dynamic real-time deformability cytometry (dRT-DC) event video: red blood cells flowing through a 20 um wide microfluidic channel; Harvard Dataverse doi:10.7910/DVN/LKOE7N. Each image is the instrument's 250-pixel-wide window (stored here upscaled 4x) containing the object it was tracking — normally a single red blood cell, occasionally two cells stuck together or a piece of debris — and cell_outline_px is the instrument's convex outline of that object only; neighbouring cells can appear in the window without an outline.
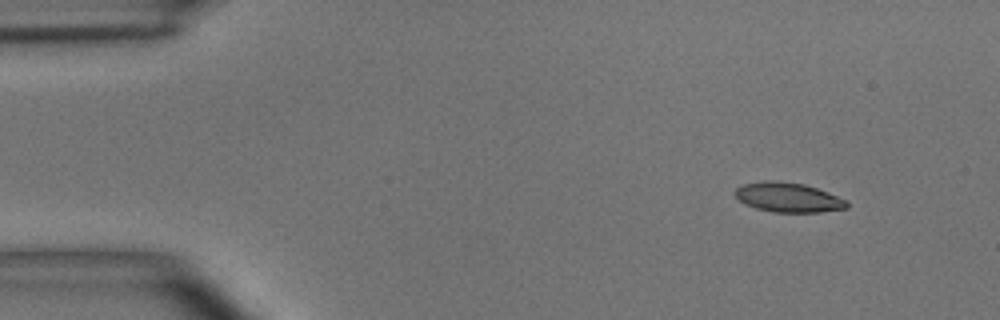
{"species": "common noctule bat (a hibernating species)", "species_latin": "Nyctalus noctula", "temperature_condition": "room temperature", "stored_images_in_passage": 7, "camera_frame_rate_fps": 3000, "um_per_image_px": 0.085, "animal": {"sex": "male", "body_mass_g": 15.6}, "frame": {"image": 1, "passage_image": 1, "time_ms": 0.0, "image_size_px": [1000, 320], "cell_outline_px": [[848, 208], [820, 212], [772, 212], [756, 208], [744, 204], [732, 192], [736, 188], [744, 184], [764, 180], [776, 180], [804, 184], [828, 192], [848, 200]], "centroid_in_image_um": [66.99, 16.77], "position_along_channel_um": 18.0, "area_um2": 19.42}}
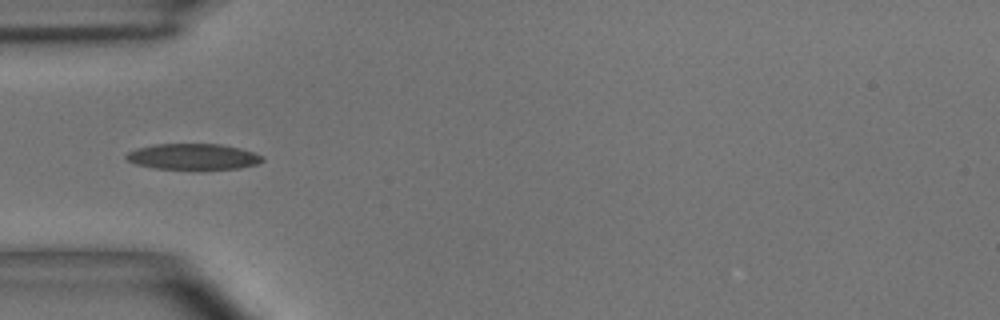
{"frame": {"image": 2, "passage_image": 4, "time_ms": 3.667, "image_size_px": [1000, 320], "cell_outline_px": [[264, 160], [256, 164], [240, 168], [152, 168], [136, 164], [128, 160], [124, 156], [128, 152], [136, 148], [156, 144], [220, 144], [240, 148], [264, 156]], "centroid_in_image_um": [16.4, 13.3], "position_along_channel_um": 68.6, "area_um2": 20.23}}
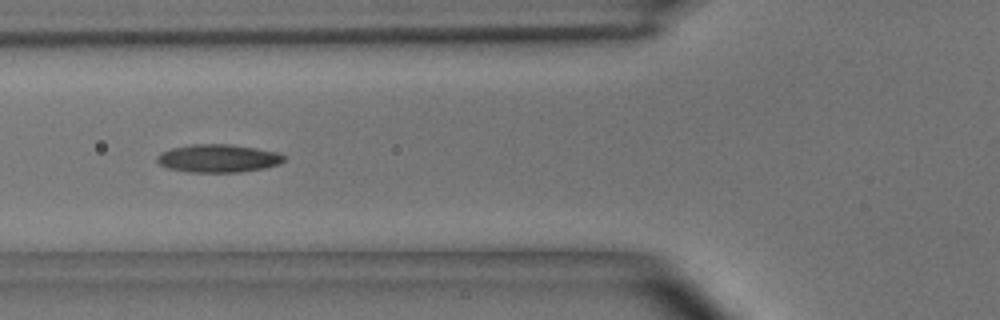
{"frame": {"image": 3, "passage_image": 5, "time_ms": 4.667, "image_size_px": [1000, 320], "cell_outline_px": [[284, 160], [280, 164], [264, 168], [240, 172], [188, 172], [168, 168], [160, 164], [156, 160], [156, 156], [160, 152], [172, 148], [192, 144], [232, 144], [256, 148], [276, 152], [284, 156]], "centroid_in_image_um": [18.52, 13.46], "position_along_channel_um": 107.3, "area_um2": 20.75}}